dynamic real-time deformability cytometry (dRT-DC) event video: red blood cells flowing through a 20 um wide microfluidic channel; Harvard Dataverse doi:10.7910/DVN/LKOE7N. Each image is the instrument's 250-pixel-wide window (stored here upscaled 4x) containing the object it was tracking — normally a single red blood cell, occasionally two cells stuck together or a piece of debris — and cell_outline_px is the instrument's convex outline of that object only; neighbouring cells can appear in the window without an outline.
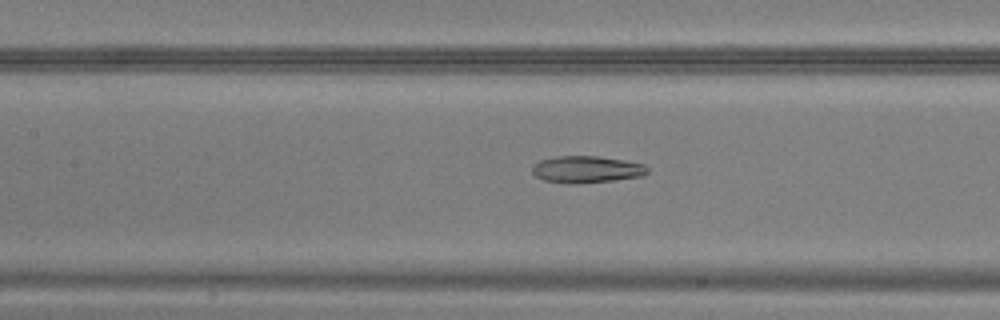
{"species": "common noctule bat (a hibernating species)", "species_latin": "Nyctalus noctula", "temperature_condition": "warm", "stored_images_in_passage": 24, "camera_frame_rate_fps": 3000, "um_per_image_px": 0.085, "animal": {"sex": "male", "body_mass_g": 20.5, "forearm_length_mm": 52.5}, "frame": {"image": 1, "passage_image": 7, "time_ms": 2.0, "image_size_px": [1000, 320], "cell_outline_px": [[648, 172], [644, 176], [612, 180], [568, 184], [544, 180], [536, 176], [532, 172], [532, 164], [540, 160], [556, 156], [600, 156], [624, 160], [644, 164], [648, 168]], "centroid_in_image_um": [49.85, 14.39], "position_along_channel_um": 157.6, "area_um2": 18.09}}
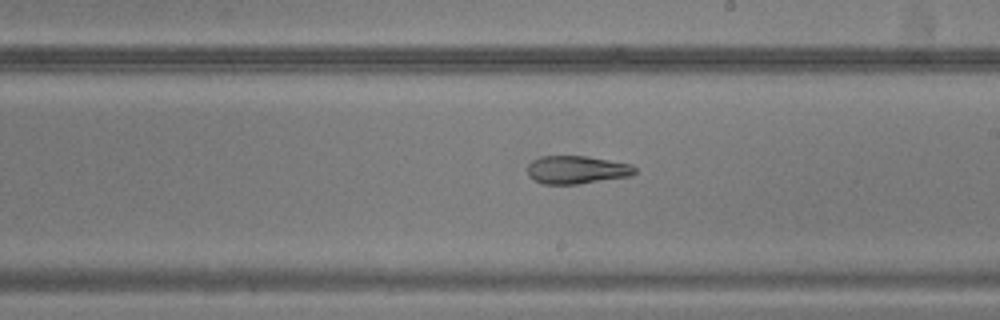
{"frame": {"image": 2, "passage_image": 13, "time_ms": 4.0, "image_size_px": [1000, 320], "cell_outline_px": [[636, 172], [632, 176], [580, 184], [544, 184], [528, 176], [528, 164], [532, 160], [540, 156], [588, 156], [632, 164], [636, 168]], "centroid_in_image_um": [49.05, 14.43], "position_along_channel_um": 239.9, "area_um2": 17.74}}
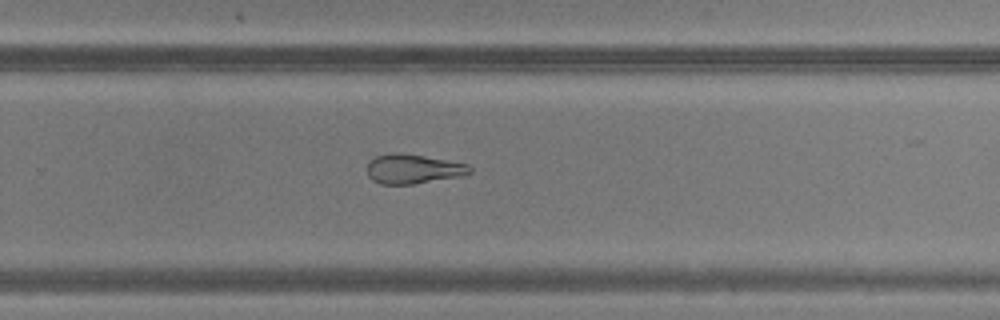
{"frame": {"image": 3, "passage_image": 17, "time_ms": 5.333, "image_size_px": [1000, 320], "cell_outline_px": [[472, 172], [464, 176], [412, 184], [380, 184], [372, 180], [368, 176], [368, 160], [376, 156], [392, 152], [400, 152], [424, 156], [468, 164], [472, 168]], "centroid_in_image_um": [35.11, 14.36], "position_along_channel_um": 294.7, "area_um2": 17.8}}